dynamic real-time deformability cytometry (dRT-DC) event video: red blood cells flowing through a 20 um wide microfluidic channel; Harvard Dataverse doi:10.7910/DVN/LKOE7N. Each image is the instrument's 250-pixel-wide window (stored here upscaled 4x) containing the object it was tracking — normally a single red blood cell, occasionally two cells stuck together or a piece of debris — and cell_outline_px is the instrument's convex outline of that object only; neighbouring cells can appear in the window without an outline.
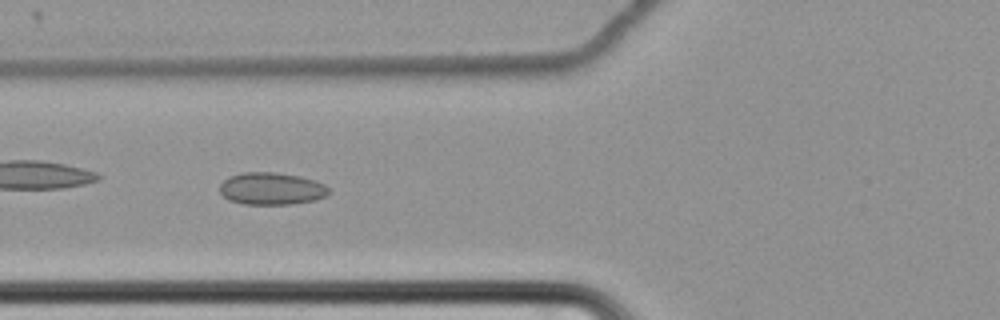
{"species": "common noctule bat (a hibernating species)", "species_latin": "Nyctalus noctula", "temperature_condition": "cold", "stored_images_in_passage": 56, "camera_frame_rate_fps": 3000, "um_per_image_px": 0.085, "animal": {"sex": "female", "body_mass_g": 22.7, "forearm_length_mm": 54.2}, "frame": {"image": 1, "passage_image": 20, "time_ms": 6.333, "image_size_px": [1000, 320], "cell_outline_px": [[328, 192], [324, 196], [312, 200], [288, 204], [244, 204], [228, 200], [220, 192], [220, 184], [228, 176], [240, 172], [276, 172], [300, 176], [324, 184], [328, 188]], "centroid_in_image_um": [23.01, 16.02], "position_along_channel_um": 102.8, "area_um2": 20.35}}
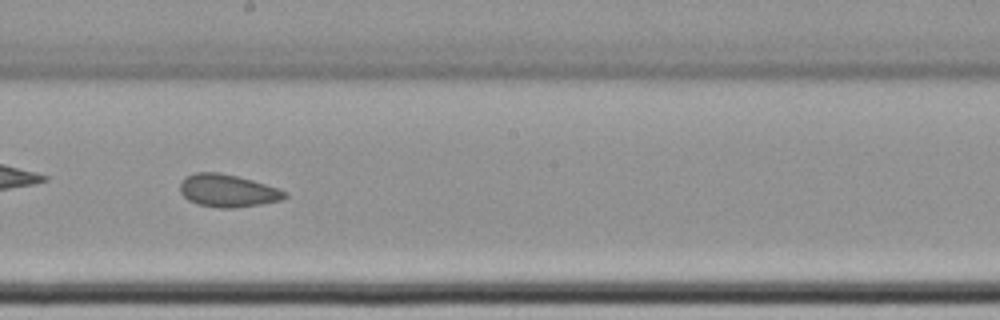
{"frame": {"image": 2, "passage_image": 31, "time_ms": 10.0, "image_size_px": [1000, 320], "cell_outline_px": [[288, 196], [280, 200], [260, 204], [232, 208], [220, 208], [196, 204], [188, 200], [180, 192], [180, 184], [184, 176], [196, 172], [220, 172], [252, 180], [288, 192]], "centroid_in_image_um": [19.31, 16.2], "position_along_channel_um": 228.9, "area_um2": 19.88}}
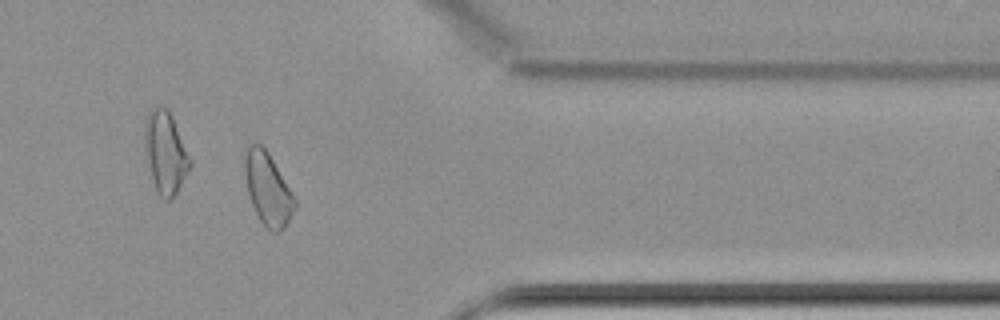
{"frame": {"image": 3, "passage_image": 46, "time_ms": 15.0, "image_size_px": [1000, 320], "cell_outline_px": [[296, 208], [284, 228], [280, 232], [272, 232], [260, 220], [252, 204], [248, 192], [244, 172], [244, 148], [252, 144], [260, 144], [268, 152], [292, 192], [296, 200]], "centroid_in_image_um": [22.76, 16.05], "position_along_channel_um": 388.6, "area_um2": 20.98}, "authors_computed_cell_mechanics": {"area_um2": 20.8947, "velocity_mm_per_s": 3.4393, "shape_relaxation_time_tau1_ms": null, "shape_relaxation_time_tau2_ms": 2.4986, "deformation_change_tau1": null, "deformation_change_tau2": 0.0828}}